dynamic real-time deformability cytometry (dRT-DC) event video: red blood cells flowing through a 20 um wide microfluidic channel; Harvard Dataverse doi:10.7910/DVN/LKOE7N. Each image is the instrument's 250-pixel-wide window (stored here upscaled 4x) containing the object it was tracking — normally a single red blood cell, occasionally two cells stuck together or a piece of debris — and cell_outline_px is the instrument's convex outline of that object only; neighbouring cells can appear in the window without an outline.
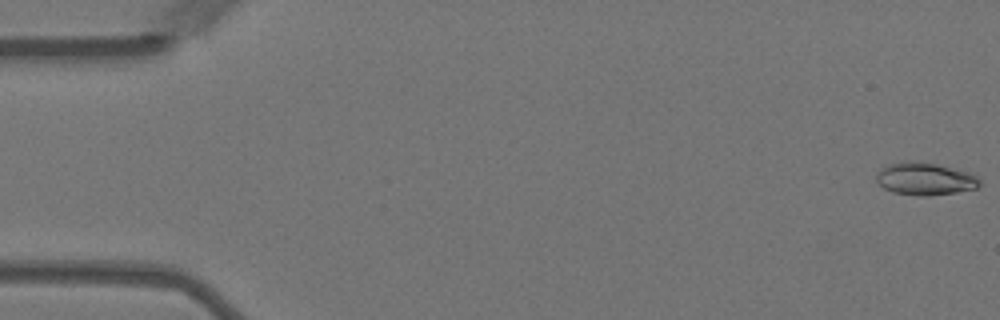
{"species": "Egyptian fruit bat (a non-hibernating species)", "species_latin": "Rousettus aegyptiacus", "temperature_condition": "warm", "stored_images_in_passage": 13, "camera_frame_rate_fps": 3000, "um_per_image_px": 0.085, "animal": {"sex": "female"}, "frame": {"image": 1, "passage_image": 1, "time_ms": 0.0, "image_size_px": [1000, 320], "cell_outline_px": [[980, 184], [976, 188], [956, 192], [928, 196], [920, 196], [892, 192], [884, 188], [876, 180], [876, 176], [880, 168], [888, 164], [904, 160], [908, 160], [936, 164], [968, 172], [976, 176], [980, 180]], "centroid_in_image_um": [78.59, 15.2], "position_along_channel_um": 6.4, "area_um2": 19.54}}